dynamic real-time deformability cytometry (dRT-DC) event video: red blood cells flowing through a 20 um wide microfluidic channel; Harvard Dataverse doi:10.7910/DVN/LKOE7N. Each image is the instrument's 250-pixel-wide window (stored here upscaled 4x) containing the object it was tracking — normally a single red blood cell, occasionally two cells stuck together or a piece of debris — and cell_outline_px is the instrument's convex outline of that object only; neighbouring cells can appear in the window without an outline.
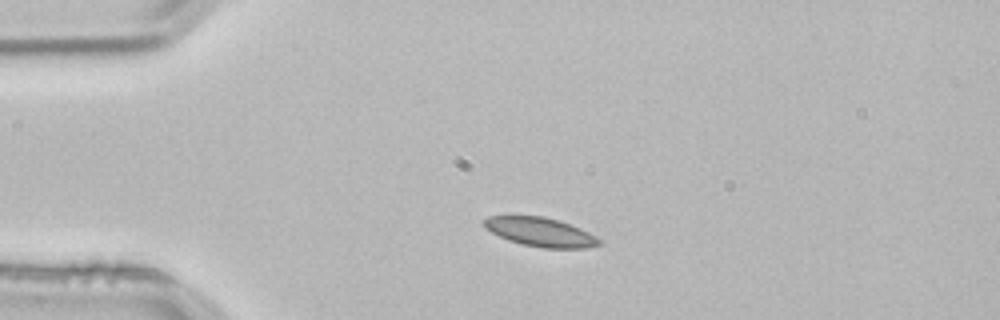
{"species": "common noctule bat (a hibernating species)", "species_latin": "Nyctalus noctula", "temperature_condition": "room temperature", "stored_images_in_passage": 2, "camera_frame_rate_fps": 3000, "um_per_image_px": 0.085, "animal": {"sex": "male", "body_mass_g": 21.5, "forearm_length_mm": 52.0}, "frame": {"image": 1, "passage_image": 1, "time_ms": 0.0, "image_size_px": [1000, 320], "cell_outline_px": [[600, 244], [588, 248], [540, 248], [520, 244], [508, 240], [484, 228], [484, 220], [488, 216], [544, 216], [580, 228], [596, 236], [600, 240]], "centroid_in_image_um": [45.92, 19.73], "position_along_channel_um": 39.1, "area_um2": 19.31}}
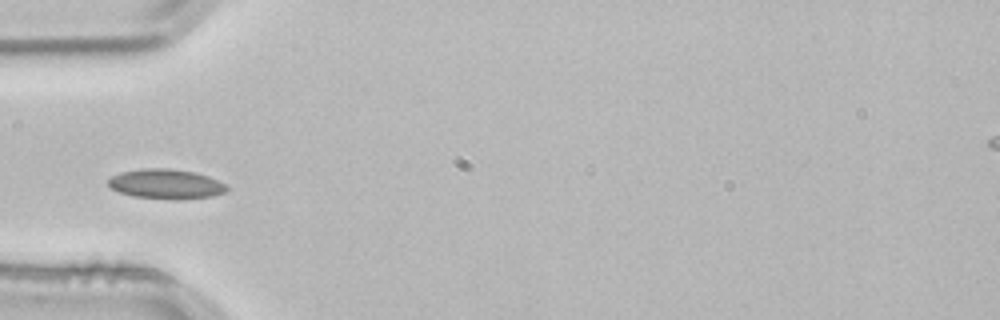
{"frame": {"image": 2, "passage_image": 2, "time_ms": 0.333, "image_size_px": [1000, 320], "cell_outline_px": [[228, 188], [224, 192], [212, 196], [180, 200], [176, 200], [132, 196], [120, 192], [112, 188], [108, 184], [108, 180], [112, 176], [120, 172], [144, 168], [168, 168], [192, 172], [208, 176], [224, 184]], "centroid_in_image_um": [14.09, 15.65], "position_along_channel_um": 70.9, "area_um2": 20.4}}